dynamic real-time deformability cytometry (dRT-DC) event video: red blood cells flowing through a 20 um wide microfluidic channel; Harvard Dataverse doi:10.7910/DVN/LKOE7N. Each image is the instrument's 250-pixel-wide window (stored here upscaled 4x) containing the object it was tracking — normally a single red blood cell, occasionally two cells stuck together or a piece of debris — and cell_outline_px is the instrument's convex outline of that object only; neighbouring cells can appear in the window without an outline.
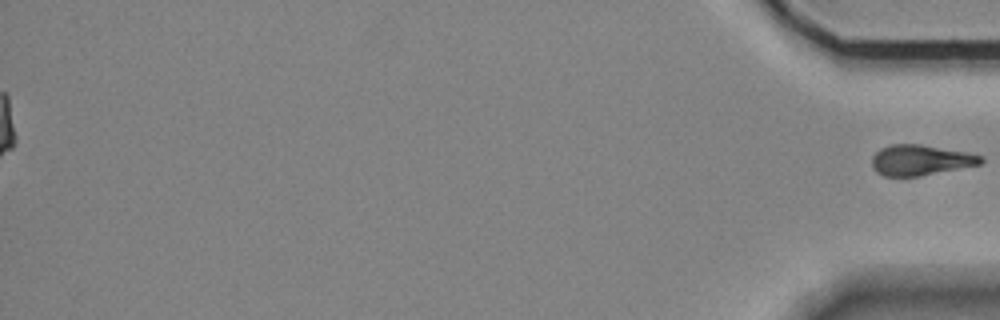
{"species": "Egyptian fruit bat (a non-hibernating species)", "species_latin": "Rousettus aegyptiacus", "temperature_condition": "room temperature", "stored_images_in_passage": 55, "segment_of_instrument_passage": [2, 2], "camera_frame_rate_fps": 3000, "um_per_image_px": 0.085, "animal": {"sex": "female"}, "frame": {"image": 1, "passage_image": 55, "time_ms": 18.0, "image_size_px": [1000, 320], "cell_outline_px": [[984, 160], [980, 164], [920, 176], [884, 176], [876, 172], [872, 168], [872, 156], [880, 148], [892, 144], [920, 144], [968, 152], [984, 156]], "centroid_in_image_um": [78.23, 13.6], "position_along_channel_um": 357.0, "area_um2": 19.42}}